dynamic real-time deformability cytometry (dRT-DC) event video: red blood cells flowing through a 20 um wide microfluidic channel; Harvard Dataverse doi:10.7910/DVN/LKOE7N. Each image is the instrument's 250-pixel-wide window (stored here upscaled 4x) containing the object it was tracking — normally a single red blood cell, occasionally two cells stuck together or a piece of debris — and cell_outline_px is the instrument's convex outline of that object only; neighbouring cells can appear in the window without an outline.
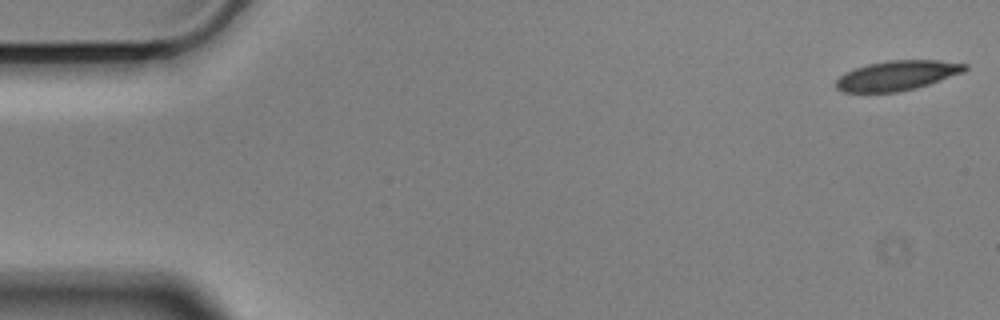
{"species": "Egyptian fruit bat (a non-hibernating species)", "species_latin": "Rousettus aegyptiacus", "temperature_condition": "cold", "stored_images_in_passage": 12, "camera_frame_rate_fps": 3000, "um_per_image_px": 0.085, "animal": {"sex": "male"}, "frame": {"image": 1, "passage_image": 1, "time_ms": 0.0, "image_size_px": [1000, 320], "cell_outline_px": [[968, 68], [964, 72], [916, 88], [896, 92], [844, 92], [836, 88], [836, 80], [844, 72], [868, 64], [888, 60], [940, 60], [968, 64]], "centroid_in_image_um": [76.26, 6.41], "position_along_channel_um": 8.7, "area_um2": 22.31}}